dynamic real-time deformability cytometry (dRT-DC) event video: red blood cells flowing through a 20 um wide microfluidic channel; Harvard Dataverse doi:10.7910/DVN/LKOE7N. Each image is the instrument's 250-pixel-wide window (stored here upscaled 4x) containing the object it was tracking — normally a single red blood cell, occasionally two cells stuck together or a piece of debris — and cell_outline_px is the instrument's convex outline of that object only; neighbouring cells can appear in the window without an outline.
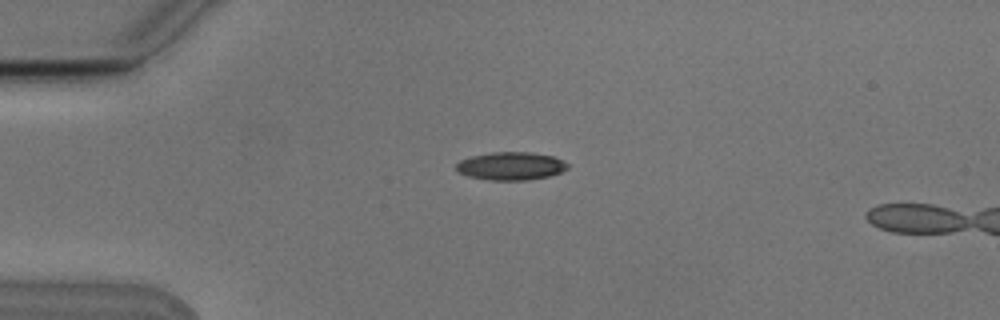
{"species": "Egyptian fruit bat (a non-hibernating species)", "species_latin": "Rousettus aegyptiacus", "temperature_condition": "cold", "stored_images_in_passage": 3, "camera_frame_rate_fps": 3000, "um_per_image_px": 0.085, "animal": {"sex": "male"}, "frame": {"image": 1, "passage_image": 1, "time_ms": 0.0, "image_size_px": [1000, 320], "cell_outline_px": [[568, 168], [560, 172], [548, 176], [528, 180], [488, 180], [468, 176], [456, 172], [456, 164], [460, 160], [472, 156], [492, 152], [528, 152], [552, 156], [568, 164]], "centroid_in_image_um": [43.37, 14.12], "position_along_channel_um": 41.6, "area_um2": 18.09}}